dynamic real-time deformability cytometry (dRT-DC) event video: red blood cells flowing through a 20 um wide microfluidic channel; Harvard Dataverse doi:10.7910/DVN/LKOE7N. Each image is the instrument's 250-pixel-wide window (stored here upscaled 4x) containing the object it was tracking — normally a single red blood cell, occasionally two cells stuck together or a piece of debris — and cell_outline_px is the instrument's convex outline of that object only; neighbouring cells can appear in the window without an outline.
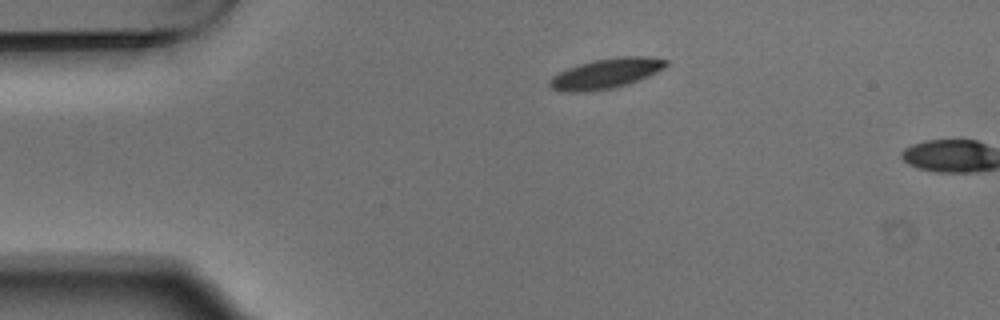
{"species": "Egyptian fruit bat (a non-hibernating species)", "species_latin": "Rousettus aegyptiacus", "temperature_condition": "warm", "stored_images_in_passage": 5, "camera_frame_rate_fps": 3000, "um_per_image_px": 0.085, "animal": {"sex": "male"}, "frame": {"image": 1, "passage_image": 5, "time_ms": 1.333, "image_size_px": [1000, 320], "cell_outline_px": [[668, 64], [664, 68], [648, 76], [628, 84], [612, 88], [588, 92], [560, 92], [552, 88], [548, 84], [548, 80], [552, 76], [568, 68], [592, 60], [616, 56], [648, 56], [668, 60]], "centroid_in_image_um": [51.49, 6.25], "position_along_channel_um": 33.5, "area_um2": 20.58}}